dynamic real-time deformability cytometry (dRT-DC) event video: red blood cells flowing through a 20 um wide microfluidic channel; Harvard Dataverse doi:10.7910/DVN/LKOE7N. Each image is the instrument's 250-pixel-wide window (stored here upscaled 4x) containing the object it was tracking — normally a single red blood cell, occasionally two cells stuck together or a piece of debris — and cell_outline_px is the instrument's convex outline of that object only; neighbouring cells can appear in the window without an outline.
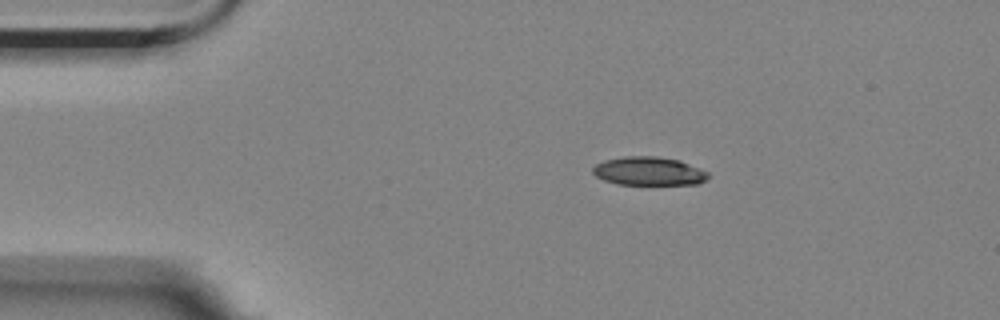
{"species": "Egyptian fruit bat (a non-hibernating species)", "species_latin": "Rousettus aegyptiacus", "temperature_condition": "room temperature", "stored_images_in_passage": 3, "camera_frame_rate_fps": 3000, "um_per_image_px": 0.085, "animal": {"sex": "female"}, "frame": {"image": 1, "passage_image": 1, "time_ms": 0.0, "image_size_px": [1000, 320], "cell_outline_px": [[708, 180], [700, 184], [616, 184], [604, 180], [596, 176], [592, 172], [592, 168], [596, 164], [604, 160], [624, 156], [656, 156], [680, 160], [708, 172]], "centroid_in_image_um": [55.15, 14.54], "position_along_channel_um": 29.8, "area_um2": 19.25}}
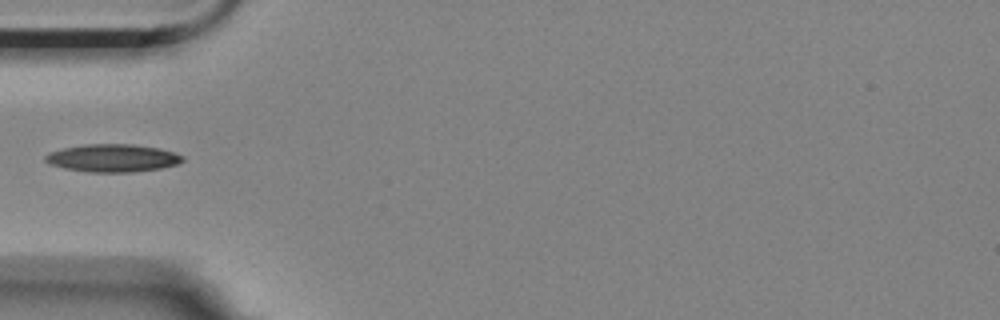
{"frame": {"image": 2, "passage_image": 3, "time_ms": 2.667, "image_size_px": [1000, 320], "cell_outline_px": [[184, 160], [176, 164], [160, 168], [132, 172], [88, 172], [64, 168], [48, 164], [44, 160], [44, 156], [48, 152], [64, 148], [84, 144], [132, 144], [160, 148], [184, 156]], "centroid_in_image_um": [9.53, 13.43], "position_along_channel_um": 75.5, "area_um2": 22.25}}